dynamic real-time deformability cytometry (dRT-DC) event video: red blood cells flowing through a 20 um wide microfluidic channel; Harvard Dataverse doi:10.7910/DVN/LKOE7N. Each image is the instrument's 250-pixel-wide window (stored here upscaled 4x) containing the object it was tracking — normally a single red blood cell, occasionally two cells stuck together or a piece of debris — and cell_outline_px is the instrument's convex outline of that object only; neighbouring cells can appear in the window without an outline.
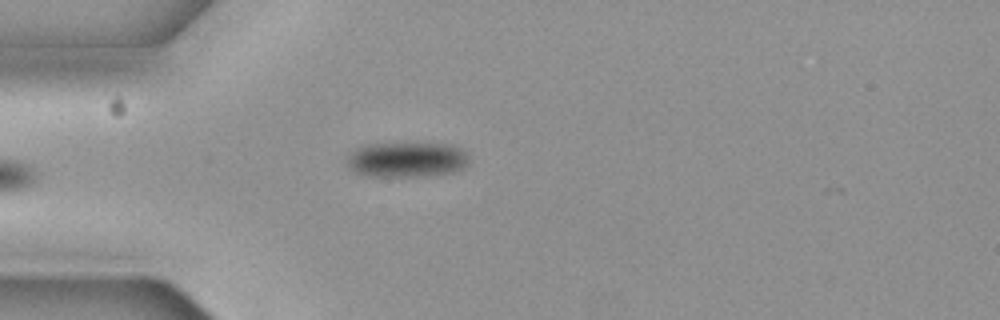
{"species": "common noctule bat (a hibernating species)", "species_latin": "Nyctalus noctula", "temperature_condition": "cold", "stored_images_in_passage": 6, "camera_frame_rate_fps": 3000, "um_per_image_px": 0.085, "animal": {"sex": "female", "body_mass_g": 19.3, "forearm_length_mm": 54.1}, "frame": {"image": 1, "passage_image": 6, "time_ms": 1.667, "image_size_px": [1000, 320], "cell_outline_px": [[468, 164], [464, 168], [452, 172], [420, 176], [364, 176], [348, 168], [344, 156], [356, 148], [368, 144], [444, 144], [460, 148], [464, 152], [468, 160]], "centroid_in_image_um": [34.49, 13.58], "position_along_channel_um": 50.5, "area_um2": 24.91}}